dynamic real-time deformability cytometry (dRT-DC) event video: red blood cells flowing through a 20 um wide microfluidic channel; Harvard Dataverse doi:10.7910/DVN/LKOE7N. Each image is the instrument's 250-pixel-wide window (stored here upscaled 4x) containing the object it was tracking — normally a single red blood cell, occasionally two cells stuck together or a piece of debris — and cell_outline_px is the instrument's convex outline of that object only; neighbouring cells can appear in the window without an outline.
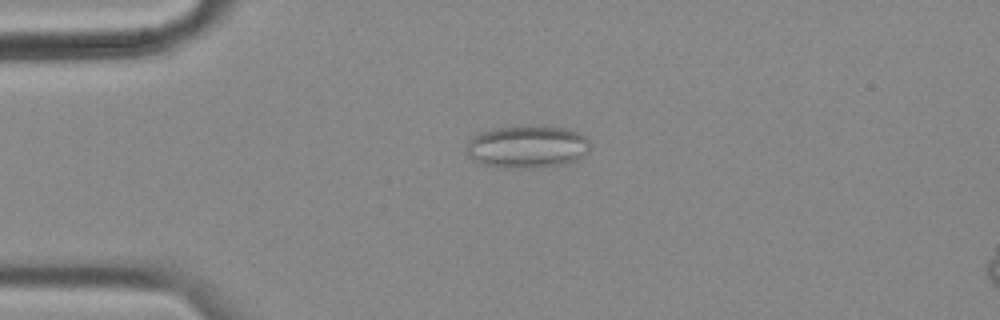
{"species": "common noctule bat (a hibernating species)", "species_latin": "Nyctalus noctula", "temperature_condition": "cold", "stored_images_in_passage": 58, "camera_frame_rate_fps": 3000, "um_per_image_px": 0.085, "animal": {"sex": "female", "body_mass_g": 18.4}, "frame": {"image": 1, "passage_image": 14, "time_ms": 4.333, "image_size_px": [1000, 320], "cell_outline_px": [[592, 144], [588, 152], [576, 160], [560, 164], [532, 168], [508, 168], [484, 164], [472, 160], [468, 156], [464, 148], [468, 140], [472, 136], [480, 132], [496, 128], [564, 128], [580, 132]], "centroid_in_image_um": [44.78, 12.5], "position_along_channel_um": 40.2, "area_um2": 30.23}}
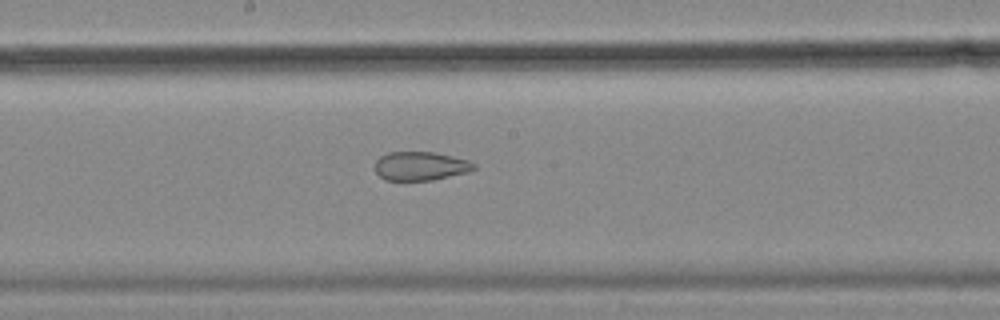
{"frame": {"image": 2, "passage_image": 31, "time_ms": 10.0, "image_size_px": [1000, 320], "cell_outline_px": [[476, 168], [468, 172], [432, 180], [384, 180], [376, 172], [376, 160], [380, 156], [388, 152], [436, 152], [468, 160], [476, 164]], "centroid_in_image_um": [35.75, 14.11], "position_along_channel_um": 212.4, "area_um2": 16.59}}
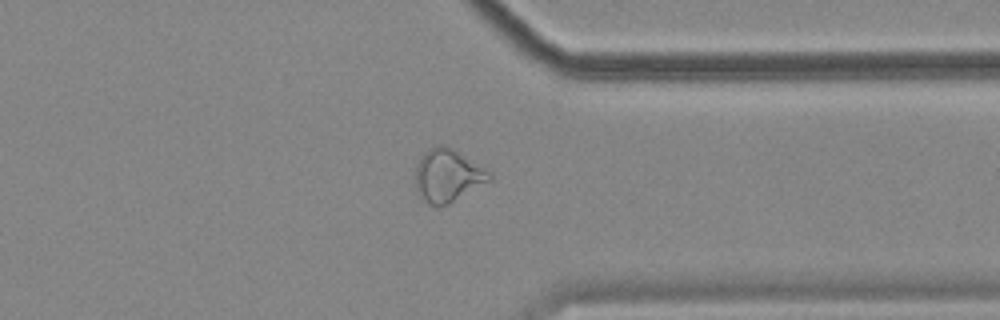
{"frame": {"image": 3, "passage_image": 45, "time_ms": 14.667, "image_size_px": [1000, 320], "cell_outline_px": [[492, 180], [448, 204], [436, 208], [428, 204], [420, 196], [416, 188], [416, 164], [420, 156], [428, 148], [440, 144], [444, 144], [492, 172]], "centroid_in_image_um": [38.05, 14.93], "position_along_channel_um": 373.4, "area_um2": 22.89}, "authors_computed_cell_mechanics": {"area_um2": 24.3049, "velocity_mm_per_s": 3.4987, "shape_relaxation_time_tau1_ms": null, "shape_relaxation_time_tau2_ms": 2.3524, "deformation_change_tau1": null, "deformation_change_tau2": 0.0952}}